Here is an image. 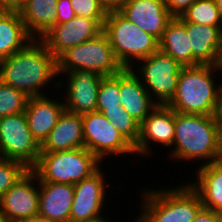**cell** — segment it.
I'll use <instances>...</instances> for the list:
<instances>
[{"label": "cell", "instance_id": "f546056e", "mask_svg": "<svg viewBox=\"0 0 222 222\" xmlns=\"http://www.w3.org/2000/svg\"><path fill=\"white\" fill-rule=\"evenodd\" d=\"M29 169L21 162L0 158V197Z\"/></svg>", "mask_w": 222, "mask_h": 222}, {"label": "cell", "instance_id": "277c9868", "mask_svg": "<svg viewBox=\"0 0 222 222\" xmlns=\"http://www.w3.org/2000/svg\"><path fill=\"white\" fill-rule=\"evenodd\" d=\"M180 181L179 185L164 186L163 189L149 187L139 188L141 193L136 200L140 207L135 215L136 222H191L203 207L197 192L188 184ZM172 186V187H171ZM143 190V191H142ZM138 201V202H137Z\"/></svg>", "mask_w": 222, "mask_h": 222}, {"label": "cell", "instance_id": "8fae6325", "mask_svg": "<svg viewBox=\"0 0 222 222\" xmlns=\"http://www.w3.org/2000/svg\"><path fill=\"white\" fill-rule=\"evenodd\" d=\"M40 153L41 145L28 128L24 112L0 118V158L21 162L32 169Z\"/></svg>", "mask_w": 222, "mask_h": 222}, {"label": "cell", "instance_id": "9a60e30c", "mask_svg": "<svg viewBox=\"0 0 222 222\" xmlns=\"http://www.w3.org/2000/svg\"><path fill=\"white\" fill-rule=\"evenodd\" d=\"M105 20L75 16L70 21L53 26L40 40L57 59L69 48L99 35Z\"/></svg>", "mask_w": 222, "mask_h": 222}, {"label": "cell", "instance_id": "4fadbf2b", "mask_svg": "<svg viewBox=\"0 0 222 222\" xmlns=\"http://www.w3.org/2000/svg\"><path fill=\"white\" fill-rule=\"evenodd\" d=\"M58 75L60 77L58 91L60 92L61 89L60 93L64 94H61V96H63L65 110L81 115L96 111L98 90L102 76L86 69L58 73Z\"/></svg>", "mask_w": 222, "mask_h": 222}, {"label": "cell", "instance_id": "484cf974", "mask_svg": "<svg viewBox=\"0 0 222 222\" xmlns=\"http://www.w3.org/2000/svg\"><path fill=\"white\" fill-rule=\"evenodd\" d=\"M179 17L185 23L222 27L215 0H196Z\"/></svg>", "mask_w": 222, "mask_h": 222}, {"label": "cell", "instance_id": "83f0119b", "mask_svg": "<svg viewBox=\"0 0 222 222\" xmlns=\"http://www.w3.org/2000/svg\"><path fill=\"white\" fill-rule=\"evenodd\" d=\"M102 114L133 147L137 144L140 136V124L122 107L120 109L104 110Z\"/></svg>", "mask_w": 222, "mask_h": 222}, {"label": "cell", "instance_id": "cb8c5ba5", "mask_svg": "<svg viewBox=\"0 0 222 222\" xmlns=\"http://www.w3.org/2000/svg\"><path fill=\"white\" fill-rule=\"evenodd\" d=\"M159 50L171 56L182 67L192 66V45L186 31V23L173 17L159 41Z\"/></svg>", "mask_w": 222, "mask_h": 222}, {"label": "cell", "instance_id": "6da1fadb", "mask_svg": "<svg viewBox=\"0 0 222 222\" xmlns=\"http://www.w3.org/2000/svg\"><path fill=\"white\" fill-rule=\"evenodd\" d=\"M0 80L28 97L56 93L57 59L40 39H33L23 49L0 60Z\"/></svg>", "mask_w": 222, "mask_h": 222}, {"label": "cell", "instance_id": "52a82bcc", "mask_svg": "<svg viewBox=\"0 0 222 222\" xmlns=\"http://www.w3.org/2000/svg\"><path fill=\"white\" fill-rule=\"evenodd\" d=\"M79 69L106 77L120 73L124 67L117 60L107 35L102 31L95 38L69 48L57 58L58 73Z\"/></svg>", "mask_w": 222, "mask_h": 222}, {"label": "cell", "instance_id": "8992f818", "mask_svg": "<svg viewBox=\"0 0 222 222\" xmlns=\"http://www.w3.org/2000/svg\"><path fill=\"white\" fill-rule=\"evenodd\" d=\"M113 52L124 68H132L139 60L159 50V41L140 29L118 10H110L103 24Z\"/></svg>", "mask_w": 222, "mask_h": 222}, {"label": "cell", "instance_id": "ffe728a7", "mask_svg": "<svg viewBox=\"0 0 222 222\" xmlns=\"http://www.w3.org/2000/svg\"><path fill=\"white\" fill-rule=\"evenodd\" d=\"M120 99L122 108L139 124L157 106L131 68L120 72Z\"/></svg>", "mask_w": 222, "mask_h": 222}, {"label": "cell", "instance_id": "e0dca14e", "mask_svg": "<svg viewBox=\"0 0 222 222\" xmlns=\"http://www.w3.org/2000/svg\"><path fill=\"white\" fill-rule=\"evenodd\" d=\"M53 94L55 93L29 97L24 112L28 128L40 145L48 137L65 110L63 99L59 91L58 95H56L57 97Z\"/></svg>", "mask_w": 222, "mask_h": 222}, {"label": "cell", "instance_id": "d590c367", "mask_svg": "<svg viewBox=\"0 0 222 222\" xmlns=\"http://www.w3.org/2000/svg\"><path fill=\"white\" fill-rule=\"evenodd\" d=\"M218 127L219 160L222 161V108L215 115Z\"/></svg>", "mask_w": 222, "mask_h": 222}, {"label": "cell", "instance_id": "7a4b0ae2", "mask_svg": "<svg viewBox=\"0 0 222 222\" xmlns=\"http://www.w3.org/2000/svg\"><path fill=\"white\" fill-rule=\"evenodd\" d=\"M221 76L222 66L182 67L176 92L167 106L182 114L215 116L222 108Z\"/></svg>", "mask_w": 222, "mask_h": 222}, {"label": "cell", "instance_id": "7402d4cb", "mask_svg": "<svg viewBox=\"0 0 222 222\" xmlns=\"http://www.w3.org/2000/svg\"><path fill=\"white\" fill-rule=\"evenodd\" d=\"M193 167L191 173L195 174L193 180L187 179L188 184L197 192L204 208L222 213V161Z\"/></svg>", "mask_w": 222, "mask_h": 222}, {"label": "cell", "instance_id": "e575fe53", "mask_svg": "<svg viewBox=\"0 0 222 222\" xmlns=\"http://www.w3.org/2000/svg\"><path fill=\"white\" fill-rule=\"evenodd\" d=\"M24 0H0V11H19Z\"/></svg>", "mask_w": 222, "mask_h": 222}, {"label": "cell", "instance_id": "f35d334b", "mask_svg": "<svg viewBox=\"0 0 222 222\" xmlns=\"http://www.w3.org/2000/svg\"><path fill=\"white\" fill-rule=\"evenodd\" d=\"M215 3L219 11L220 18L222 20V0H215Z\"/></svg>", "mask_w": 222, "mask_h": 222}, {"label": "cell", "instance_id": "ac0fdd59", "mask_svg": "<svg viewBox=\"0 0 222 222\" xmlns=\"http://www.w3.org/2000/svg\"><path fill=\"white\" fill-rule=\"evenodd\" d=\"M74 184L39 182L38 217L51 222H70Z\"/></svg>", "mask_w": 222, "mask_h": 222}, {"label": "cell", "instance_id": "d6a6232c", "mask_svg": "<svg viewBox=\"0 0 222 222\" xmlns=\"http://www.w3.org/2000/svg\"><path fill=\"white\" fill-rule=\"evenodd\" d=\"M169 13L179 17L196 0H164Z\"/></svg>", "mask_w": 222, "mask_h": 222}, {"label": "cell", "instance_id": "f1b7e54d", "mask_svg": "<svg viewBox=\"0 0 222 222\" xmlns=\"http://www.w3.org/2000/svg\"><path fill=\"white\" fill-rule=\"evenodd\" d=\"M29 97L0 80V118L23 113Z\"/></svg>", "mask_w": 222, "mask_h": 222}, {"label": "cell", "instance_id": "603a6c76", "mask_svg": "<svg viewBox=\"0 0 222 222\" xmlns=\"http://www.w3.org/2000/svg\"><path fill=\"white\" fill-rule=\"evenodd\" d=\"M58 0H24L18 11L28 34L33 39H41L57 24Z\"/></svg>", "mask_w": 222, "mask_h": 222}, {"label": "cell", "instance_id": "60d3db41", "mask_svg": "<svg viewBox=\"0 0 222 222\" xmlns=\"http://www.w3.org/2000/svg\"><path fill=\"white\" fill-rule=\"evenodd\" d=\"M117 220L116 221H98V222H120L119 219H117Z\"/></svg>", "mask_w": 222, "mask_h": 222}, {"label": "cell", "instance_id": "7c38bea8", "mask_svg": "<svg viewBox=\"0 0 222 222\" xmlns=\"http://www.w3.org/2000/svg\"><path fill=\"white\" fill-rule=\"evenodd\" d=\"M174 134L175 111L167 105H157L140 124V136L134 146L136 157L139 159L136 158V161L145 162L148 159L147 161L151 162V155L157 152L155 146L160 150H169L173 146Z\"/></svg>", "mask_w": 222, "mask_h": 222}, {"label": "cell", "instance_id": "ab89813d", "mask_svg": "<svg viewBox=\"0 0 222 222\" xmlns=\"http://www.w3.org/2000/svg\"><path fill=\"white\" fill-rule=\"evenodd\" d=\"M0 222H6V221H5V218L3 217V215L1 214V212H0Z\"/></svg>", "mask_w": 222, "mask_h": 222}, {"label": "cell", "instance_id": "3957f363", "mask_svg": "<svg viewBox=\"0 0 222 222\" xmlns=\"http://www.w3.org/2000/svg\"><path fill=\"white\" fill-rule=\"evenodd\" d=\"M167 156L184 167V162L197 167L219 160L218 127L213 115H193L175 112L173 146ZM174 158V159H173Z\"/></svg>", "mask_w": 222, "mask_h": 222}, {"label": "cell", "instance_id": "44dd1931", "mask_svg": "<svg viewBox=\"0 0 222 222\" xmlns=\"http://www.w3.org/2000/svg\"><path fill=\"white\" fill-rule=\"evenodd\" d=\"M80 147H84L82 115L64 110L41 144V152L67 151Z\"/></svg>", "mask_w": 222, "mask_h": 222}, {"label": "cell", "instance_id": "d4e9b609", "mask_svg": "<svg viewBox=\"0 0 222 222\" xmlns=\"http://www.w3.org/2000/svg\"><path fill=\"white\" fill-rule=\"evenodd\" d=\"M32 40L18 11H0V60L23 49Z\"/></svg>", "mask_w": 222, "mask_h": 222}, {"label": "cell", "instance_id": "74e56055", "mask_svg": "<svg viewBox=\"0 0 222 222\" xmlns=\"http://www.w3.org/2000/svg\"><path fill=\"white\" fill-rule=\"evenodd\" d=\"M18 222H51V221L41 219L40 217H34V218L20 220Z\"/></svg>", "mask_w": 222, "mask_h": 222}, {"label": "cell", "instance_id": "5b68a950", "mask_svg": "<svg viewBox=\"0 0 222 222\" xmlns=\"http://www.w3.org/2000/svg\"><path fill=\"white\" fill-rule=\"evenodd\" d=\"M102 163L85 147L58 152H41L31 169L39 182L75 184L92 176Z\"/></svg>", "mask_w": 222, "mask_h": 222}, {"label": "cell", "instance_id": "836d02e7", "mask_svg": "<svg viewBox=\"0 0 222 222\" xmlns=\"http://www.w3.org/2000/svg\"><path fill=\"white\" fill-rule=\"evenodd\" d=\"M222 213L202 207L191 222H221Z\"/></svg>", "mask_w": 222, "mask_h": 222}, {"label": "cell", "instance_id": "5bb4252c", "mask_svg": "<svg viewBox=\"0 0 222 222\" xmlns=\"http://www.w3.org/2000/svg\"><path fill=\"white\" fill-rule=\"evenodd\" d=\"M39 179L29 169L0 197V212L6 222L38 217Z\"/></svg>", "mask_w": 222, "mask_h": 222}, {"label": "cell", "instance_id": "8d00e7d4", "mask_svg": "<svg viewBox=\"0 0 222 222\" xmlns=\"http://www.w3.org/2000/svg\"><path fill=\"white\" fill-rule=\"evenodd\" d=\"M125 0H100L105 8L110 10H118L124 3Z\"/></svg>", "mask_w": 222, "mask_h": 222}, {"label": "cell", "instance_id": "30bf717a", "mask_svg": "<svg viewBox=\"0 0 222 222\" xmlns=\"http://www.w3.org/2000/svg\"><path fill=\"white\" fill-rule=\"evenodd\" d=\"M131 69L157 105H167L171 101L182 69L176 60L158 50L139 60Z\"/></svg>", "mask_w": 222, "mask_h": 222}, {"label": "cell", "instance_id": "2e32d148", "mask_svg": "<svg viewBox=\"0 0 222 222\" xmlns=\"http://www.w3.org/2000/svg\"><path fill=\"white\" fill-rule=\"evenodd\" d=\"M118 11L158 41L173 19L164 0H125Z\"/></svg>", "mask_w": 222, "mask_h": 222}, {"label": "cell", "instance_id": "ba28073f", "mask_svg": "<svg viewBox=\"0 0 222 222\" xmlns=\"http://www.w3.org/2000/svg\"><path fill=\"white\" fill-rule=\"evenodd\" d=\"M82 119L84 147L102 163L104 160L115 162L118 159L120 161L119 158L122 160L123 157V162H125V156L129 159L132 156L136 157L134 147L102 113L97 111L85 113L82 114Z\"/></svg>", "mask_w": 222, "mask_h": 222}, {"label": "cell", "instance_id": "4dcf8cb0", "mask_svg": "<svg viewBox=\"0 0 222 222\" xmlns=\"http://www.w3.org/2000/svg\"><path fill=\"white\" fill-rule=\"evenodd\" d=\"M76 16L89 19H106L108 10L100 0H70Z\"/></svg>", "mask_w": 222, "mask_h": 222}, {"label": "cell", "instance_id": "1f68e13d", "mask_svg": "<svg viewBox=\"0 0 222 222\" xmlns=\"http://www.w3.org/2000/svg\"><path fill=\"white\" fill-rule=\"evenodd\" d=\"M56 9H57V24L70 21L76 16L71 6L70 0H58Z\"/></svg>", "mask_w": 222, "mask_h": 222}, {"label": "cell", "instance_id": "d6986e66", "mask_svg": "<svg viewBox=\"0 0 222 222\" xmlns=\"http://www.w3.org/2000/svg\"><path fill=\"white\" fill-rule=\"evenodd\" d=\"M186 31L192 45V66H222V27L186 23Z\"/></svg>", "mask_w": 222, "mask_h": 222}, {"label": "cell", "instance_id": "9c48e42d", "mask_svg": "<svg viewBox=\"0 0 222 222\" xmlns=\"http://www.w3.org/2000/svg\"><path fill=\"white\" fill-rule=\"evenodd\" d=\"M103 168L102 166L92 176L74 184V200L71 206L70 222L114 221L111 216H108L109 211L107 210L108 208L112 209L108 202L112 203V200L110 201L112 195L109 193H113V187L109 189L110 184L107 183L109 181H106L107 176L113 175L110 174L111 170L106 171ZM109 171L110 173H108ZM107 194L110 195L109 200ZM106 203L109 207L105 206Z\"/></svg>", "mask_w": 222, "mask_h": 222}, {"label": "cell", "instance_id": "4316f807", "mask_svg": "<svg viewBox=\"0 0 222 222\" xmlns=\"http://www.w3.org/2000/svg\"><path fill=\"white\" fill-rule=\"evenodd\" d=\"M120 73L103 77L98 90L96 111L120 109Z\"/></svg>", "mask_w": 222, "mask_h": 222}]
</instances>
